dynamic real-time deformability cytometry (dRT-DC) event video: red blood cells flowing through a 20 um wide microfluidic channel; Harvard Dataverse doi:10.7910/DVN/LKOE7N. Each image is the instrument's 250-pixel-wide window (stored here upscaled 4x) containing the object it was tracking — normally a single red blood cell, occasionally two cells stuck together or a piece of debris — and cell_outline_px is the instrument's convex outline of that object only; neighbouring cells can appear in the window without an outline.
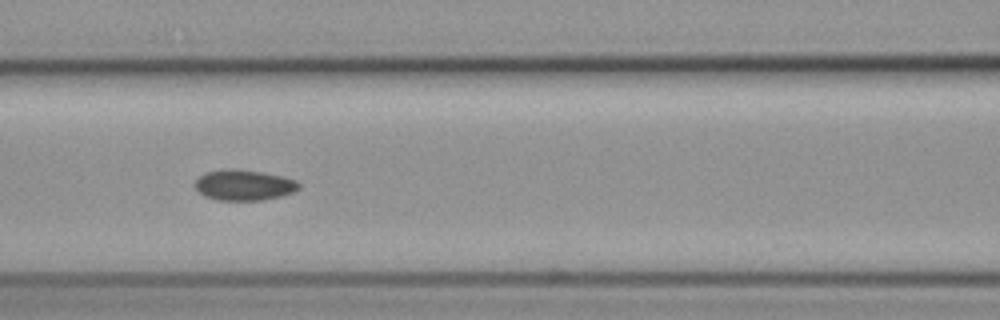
{"species": "common noctule bat (a hibernating species)", "species_latin": "Nyctalus noctula", "temperature_condition": "cold", "stored_images_in_passage": 8, "camera_frame_rate_fps": 3000, "um_per_image_px": 0.085, "animal": {"sex": "female", "body_mass_g": 19.3, "forearm_length_mm": 54.1}, "frame": {"image": 1, "passage_image": 6, "time_ms": 6.333, "image_size_px": [1000, 320], "cell_outline_px": [[300, 188], [296, 192], [264, 200], [216, 200], [204, 196], [196, 188], [196, 180], [204, 172], [228, 168], [260, 172], [284, 176], [296, 180], [300, 184]], "centroid_in_image_um": [20.77, 15.73], "position_along_channel_um": 145.8, "area_um2": 18.61}}